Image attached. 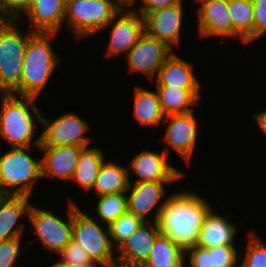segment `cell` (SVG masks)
<instances>
[{
	"instance_id": "6da1fadb",
	"label": "cell",
	"mask_w": 266,
	"mask_h": 267,
	"mask_svg": "<svg viewBox=\"0 0 266 267\" xmlns=\"http://www.w3.org/2000/svg\"><path fill=\"white\" fill-rule=\"evenodd\" d=\"M195 190L174 189L164 205L158 221L160 231L183 251L198 242L199 229L208 211L214 206Z\"/></svg>"
},
{
	"instance_id": "7a4b0ae2",
	"label": "cell",
	"mask_w": 266,
	"mask_h": 267,
	"mask_svg": "<svg viewBox=\"0 0 266 267\" xmlns=\"http://www.w3.org/2000/svg\"><path fill=\"white\" fill-rule=\"evenodd\" d=\"M58 35V33L35 32L29 38L24 54L20 85L11 94L39 99L42 93L44 94L43 91L51 82V77L63 62L62 57L53 48V44H56L54 42L61 37Z\"/></svg>"
},
{
	"instance_id": "3957f363",
	"label": "cell",
	"mask_w": 266,
	"mask_h": 267,
	"mask_svg": "<svg viewBox=\"0 0 266 267\" xmlns=\"http://www.w3.org/2000/svg\"><path fill=\"white\" fill-rule=\"evenodd\" d=\"M38 99L0 94V138L7 142V147L40 146L41 130L36 127L41 125L43 111L36 105Z\"/></svg>"
},
{
	"instance_id": "277c9868",
	"label": "cell",
	"mask_w": 266,
	"mask_h": 267,
	"mask_svg": "<svg viewBox=\"0 0 266 267\" xmlns=\"http://www.w3.org/2000/svg\"><path fill=\"white\" fill-rule=\"evenodd\" d=\"M8 148L0 155V195L33 199L34 188L42 181L40 146ZM32 148L39 150L37 155Z\"/></svg>"
},
{
	"instance_id": "5b68a950",
	"label": "cell",
	"mask_w": 266,
	"mask_h": 267,
	"mask_svg": "<svg viewBox=\"0 0 266 267\" xmlns=\"http://www.w3.org/2000/svg\"><path fill=\"white\" fill-rule=\"evenodd\" d=\"M34 33L18 19H0V94H11L20 85L25 49Z\"/></svg>"
},
{
	"instance_id": "8992f818",
	"label": "cell",
	"mask_w": 266,
	"mask_h": 267,
	"mask_svg": "<svg viewBox=\"0 0 266 267\" xmlns=\"http://www.w3.org/2000/svg\"><path fill=\"white\" fill-rule=\"evenodd\" d=\"M67 206L64 209V215L61 216L56 210L39 207L33 204L30 207L28 215L29 230H33L36 236L34 240H29L27 246L38 243L45 253L50 256L57 254L71 241L73 225V198L66 199ZM67 213V214H66ZM67 218V219H66ZM30 222V224H29ZM39 240V241H38Z\"/></svg>"
},
{
	"instance_id": "52a82bcc",
	"label": "cell",
	"mask_w": 266,
	"mask_h": 267,
	"mask_svg": "<svg viewBox=\"0 0 266 267\" xmlns=\"http://www.w3.org/2000/svg\"><path fill=\"white\" fill-rule=\"evenodd\" d=\"M121 8L116 0H66L64 27L75 43L93 40Z\"/></svg>"
},
{
	"instance_id": "ba28073f",
	"label": "cell",
	"mask_w": 266,
	"mask_h": 267,
	"mask_svg": "<svg viewBox=\"0 0 266 267\" xmlns=\"http://www.w3.org/2000/svg\"><path fill=\"white\" fill-rule=\"evenodd\" d=\"M73 201L72 239L81 245L92 261L102 267H117L116 250L110 242L109 228ZM82 208V209H81Z\"/></svg>"
},
{
	"instance_id": "9c48e42d",
	"label": "cell",
	"mask_w": 266,
	"mask_h": 267,
	"mask_svg": "<svg viewBox=\"0 0 266 267\" xmlns=\"http://www.w3.org/2000/svg\"><path fill=\"white\" fill-rule=\"evenodd\" d=\"M42 112L41 116V144L40 146H77L88 147L93 138L88 135L92 132L91 123L77 114L76 110L69 109L60 113L55 119L50 118ZM92 139V140H91Z\"/></svg>"
},
{
	"instance_id": "30bf717a",
	"label": "cell",
	"mask_w": 266,
	"mask_h": 267,
	"mask_svg": "<svg viewBox=\"0 0 266 267\" xmlns=\"http://www.w3.org/2000/svg\"><path fill=\"white\" fill-rule=\"evenodd\" d=\"M195 111L197 110L165 116L162 123L165 129L162 135V141L165 142L162 149L169 156L171 153L178 154L187 167L192 165V157L197 151L196 145L201 131L197 118L199 114Z\"/></svg>"
},
{
	"instance_id": "8fae6325",
	"label": "cell",
	"mask_w": 266,
	"mask_h": 267,
	"mask_svg": "<svg viewBox=\"0 0 266 267\" xmlns=\"http://www.w3.org/2000/svg\"><path fill=\"white\" fill-rule=\"evenodd\" d=\"M149 149L140 148L141 151L134 153L132 159L127 162L130 183L177 181V184L187 177V170L184 172L185 170L172 165L170 160L172 157L163 149L161 151Z\"/></svg>"
},
{
	"instance_id": "7c38bea8",
	"label": "cell",
	"mask_w": 266,
	"mask_h": 267,
	"mask_svg": "<svg viewBox=\"0 0 266 267\" xmlns=\"http://www.w3.org/2000/svg\"><path fill=\"white\" fill-rule=\"evenodd\" d=\"M103 31H106V36L109 37L104 57L108 60L124 58L144 33V20L132 7H122L98 34Z\"/></svg>"
},
{
	"instance_id": "4fadbf2b",
	"label": "cell",
	"mask_w": 266,
	"mask_h": 267,
	"mask_svg": "<svg viewBox=\"0 0 266 267\" xmlns=\"http://www.w3.org/2000/svg\"><path fill=\"white\" fill-rule=\"evenodd\" d=\"M174 183L157 181L130 183L126 191L127 211L145 222H158L161 210L173 192L172 188L168 187Z\"/></svg>"
},
{
	"instance_id": "5bb4252c",
	"label": "cell",
	"mask_w": 266,
	"mask_h": 267,
	"mask_svg": "<svg viewBox=\"0 0 266 267\" xmlns=\"http://www.w3.org/2000/svg\"><path fill=\"white\" fill-rule=\"evenodd\" d=\"M174 51L164 41L144 32L123 59L126 60L129 75L139 73L151 82L157 77L159 69Z\"/></svg>"
},
{
	"instance_id": "9a60e30c",
	"label": "cell",
	"mask_w": 266,
	"mask_h": 267,
	"mask_svg": "<svg viewBox=\"0 0 266 267\" xmlns=\"http://www.w3.org/2000/svg\"><path fill=\"white\" fill-rule=\"evenodd\" d=\"M184 1L143 16L144 32L151 37L164 41L175 51L182 46L183 29L187 26L185 22L187 18L185 13L186 4Z\"/></svg>"
},
{
	"instance_id": "2e32d148",
	"label": "cell",
	"mask_w": 266,
	"mask_h": 267,
	"mask_svg": "<svg viewBox=\"0 0 266 267\" xmlns=\"http://www.w3.org/2000/svg\"><path fill=\"white\" fill-rule=\"evenodd\" d=\"M194 13L197 23L198 39H232V20L228 9V0H195ZM198 3V4H197Z\"/></svg>"
},
{
	"instance_id": "e0dca14e",
	"label": "cell",
	"mask_w": 266,
	"mask_h": 267,
	"mask_svg": "<svg viewBox=\"0 0 266 267\" xmlns=\"http://www.w3.org/2000/svg\"><path fill=\"white\" fill-rule=\"evenodd\" d=\"M160 234L158 222L143 223L116 249L117 267H141Z\"/></svg>"
},
{
	"instance_id": "ac0fdd59",
	"label": "cell",
	"mask_w": 266,
	"mask_h": 267,
	"mask_svg": "<svg viewBox=\"0 0 266 267\" xmlns=\"http://www.w3.org/2000/svg\"><path fill=\"white\" fill-rule=\"evenodd\" d=\"M66 0H30L28 8L18 18L33 32L63 31Z\"/></svg>"
},
{
	"instance_id": "d6986e66",
	"label": "cell",
	"mask_w": 266,
	"mask_h": 267,
	"mask_svg": "<svg viewBox=\"0 0 266 267\" xmlns=\"http://www.w3.org/2000/svg\"><path fill=\"white\" fill-rule=\"evenodd\" d=\"M82 147L40 146L42 179L68 183L77 166Z\"/></svg>"
},
{
	"instance_id": "ffe728a7",
	"label": "cell",
	"mask_w": 266,
	"mask_h": 267,
	"mask_svg": "<svg viewBox=\"0 0 266 267\" xmlns=\"http://www.w3.org/2000/svg\"><path fill=\"white\" fill-rule=\"evenodd\" d=\"M31 200L26 196L0 195V241L25 235Z\"/></svg>"
},
{
	"instance_id": "44dd1931",
	"label": "cell",
	"mask_w": 266,
	"mask_h": 267,
	"mask_svg": "<svg viewBox=\"0 0 266 267\" xmlns=\"http://www.w3.org/2000/svg\"><path fill=\"white\" fill-rule=\"evenodd\" d=\"M174 51L159 69L157 77L151 81L154 86L177 87L181 89H203L202 79L196 73L194 62L181 57ZM198 74V76H197Z\"/></svg>"
},
{
	"instance_id": "7402d4cb",
	"label": "cell",
	"mask_w": 266,
	"mask_h": 267,
	"mask_svg": "<svg viewBox=\"0 0 266 267\" xmlns=\"http://www.w3.org/2000/svg\"><path fill=\"white\" fill-rule=\"evenodd\" d=\"M215 207H212L203 219L197 245L208 249L221 245H239L238 226L228 220L231 217L221 214Z\"/></svg>"
},
{
	"instance_id": "603a6c76",
	"label": "cell",
	"mask_w": 266,
	"mask_h": 267,
	"mask_svg": "<svg viewBox=\"0 0 266 267\" xmlns=\"http://www.w3.org/2000/svg\"><path fill=\"white\" fill-rule=\"evenodd\" d=\"M146 86H134L133 97V117L141 127H153V130L161 128L164 120V114L160 107L157 90Z\"/></svg>"
},
{
	"instance_id": "cb8c5ba5",
	"label": "cell",
	"mask_w": 266,
	"mask_h": 267,
	"mask_svg": "<svg viewBox=\"0 0 266 267\" xmlns=\"http://www.w3.org/2000/svg\"><path fill=\"white\" fill-rule=\"evenodd\" d=\"M93 145V146H92ZM80 150L77 166L68 184H74L79 188L83 195H87L92 189L97 178L99 169L106 159V151L102 146H95L94 143Z\"/></svg>"
},
{
	"instance_id": "d4e9b609",
	"label": "cell",
	"mask_w": 266,
	"mask_h": 267,
	"mask_svg": "<svg viewBox=\"0 0 266 267\" xmlns=\"http://www.w3.org/2000/svg\"><path fill=\"white\" fill-rule=\"evenodd\" d=\"M114 160L112 161L106 158L102 163L95 183L88 192V195L92 192L90 197L126 193L130 184L128 166L126 162L123 165L120 164L121 162H117L116 159Z\"/></svg>"
},
{
	"instance_id": "484cf974",
	"label": "cell",
	"mask_w": 266,
	"mask_h": 267,
	"mask_svg": "<svg viewBox=\"0 0 266 267\" xmlns=\"http://www.w3.org/2000/svg\"><path fill=\"white\" fill-rule=\"evenodd\" d=\"M157 90L160 107L164 116L188 113L200 105L204 89H181L168 86H154Z\"/></svg>"
},
{
	"instance_id": "4316f807",
	"label": "cell",
	"mask_w": 266,
	"mask_h": 267,
	"mask_svg": "<svg viewBox=\"0 0 266 267\" xmlns=\"http://www.w3.org/2000/svg\"><path fill=\"white\" fill-rule=\"evenodd\" d=\"M232 20V40H240L243 46L253 43L254 9L252 0H228Z\"/></svg>"
},
{
	"instance_id": "83f0119b",
	"label": "cell",
	"mask_w": 266,
	"mask_h": 267,
	"mask_svg": "<svg viewBox=\"0 0 266 267\" xmlns=\"http://www.w3.org/2000/svg\"><path fill=\"white\" fill-rule=\"evenodd\" d=\"M141 267H184V251L161 233Z\"/></svg>"
},
{
	"instance_id": "f1b7e54d",
	"label": "cell",
	"mask_w": 266,
	"mask_h": 267,
	"mask_svg": "<svg viewBox=\"0 0 266 267\" xmlns=\"http://www.w3.org/2000/svg\"><path fill=\"white\" fill-rule=\"evenodd\" d=\"M90 215L100 221L102 224L109 226L114 220H117L127 211L126 193H116L109 195L96 196L94 210ZM94 215V216H93Z\"/></svg>"
},
{
	"instance_id": "f546056e",
	"label": "cell",
	"mask_w": 266,
	"mask_h": 267,
	"mask_svg": "<svg viewBox=\"0 0 266 267\" xmlns=\"http://www.w3.org/2000/svg\"><path fill=\"white\" fill-rule=\"evenodd\" d=\"M246 234V235H245ZM245 248L240 249L239 267H266V242L256 230L245 232ZM243 249V250H242Z\"/></svg>"
},
{
	"instance_id": "4dcf8cb0",
	"label": "cell",
	"mask_w": 266,
	"mask_h": 267,
	"mask_svg": "<svg viewBox=\"0 0 266 267\" xmlns=\"http://www.w3.org/2000/svg\"><path fill=\"white\" fill-rule=\"evenodd\" d=\"M145 221L133 213L126 211L109 226L110 242L116 250L133 232H135Z\"/></svg>"
},
{
	"instance_id": "1f68e13d",
	"label": "cell",
	"mask_w": 266,
	"mask_h": 267,
	"mask_svg": "<svg viewBox=\"0 0 266 267\" xmlns=\"http://www.w3.org/2000/svg\"><path fill=\"white\" fill-rule=\"evenodd\" d=\"M23 240H25L24 237H16L0 241V267H19L18 263H20V258L24 259L22 251L28 247L27 245H23Z\"/></svg>"
},
{
	"instance_id": "d6a6232c",
	"label": "cell",
	"mask_w": 266,
	"mask_h": 267,
	"mask_svg": "<svg viewBox=\"0 0 266 267\" xmlns=\"http://www.w3.org/2000/svg\"><path fill=\"white\" fill-rule=\"evenodd\" d=\"M236 245H221L209 249L212 266L214 267H239L240 248Z\"/></svg>"
},
{
	"instance_id": "836d02e7",
	"label": "cell",
	"mask_w": 266,
	"mask_h": 267,
	"mask_svg": "<svg viewBox=\"0 0 266 267\" xmlns=\"http://www.w3.org/2000/svg\"><path fill=\"white\" fill-rule=\"evenodd\" d=\"M60 261L73 264L92 263L85 249L73 239L57 254Z\"/></svg>"
},
{
	"instance_id": "e575fe53",
	"label": "cell",
	"mask_w": 266,
	"mask_h": 267,
	"mask_svg": "<svg viewBox=\"0 0 266 267\" xmlns=\"http://www.w3.org/2000/svg\"><path fill=\"white\" fill-rule=\"evenodd\" d=\"M184 267H214L209 249L196 244L185 250Z\"/></svg>"
},
{
	"instance_id": "d590c367",
	"label": "cell",
	"mask_w": 266,
	"mask_h": 267,
	"mask_svg": "<svg viewBox=\"0 0 266 267\" xmlns=\"http://www.w3.org/2000/svg\"><path fill=\"white\" fill-rule=\"evenodd\" d=\"M252 1L254 9L253 43L257 44V41L266 37V0Z\"/></svg>"
},
{
	"instance_id": "8d00e7d4",
	"label": "cell",
	"mask_w": 266,
	"mask_h": 267,
	"mask_svg": "<svg viewBox=\"0 0 266 267\" xmlns=\"http://www.w3.org/2000/svg\"><path fill=\"white\" fill-rule=\"evenodd\" d=\"M30 0H0V18L18 19L28 8Z\"/></svg>"
},
{
	"instance_id": "74e56055",
	"label": "cell",
	"mask_w": 266,
	"mask_h": 267,
	"mask_svg": "<svg viewBox=\"0 0 266 267\" xmlns=\"http://www.w3.org/2000/svg\"><path fill=\"white\" fill-rule=\"evenodd\" d=\"M182 1L183 0H137L132 8L143 17L150 12L180 4Z\"/></svg>"
},
{
	"instance_id": "f35d334b",
	"label": "cell",
	"mask_w": 266,
	"mask_h": 267,
	"mask_svg": "<svg viewBox=\"0 0 266 267\" xmlns=\"http://www.w3.org/2000/svg\"><path fill=\"white\" fill-rule=\"evenodd\" d=\"M253 122L257 124L261 133L266 137V109L252 114Z\"/></svg>"
},
{
	"instance_id": "ab89813d",
	"label": "cell",
	"mask_w": 266,
	"mask_h": 267,
	"mask_svg": "<svg viewBox=\"0 0 266 267\" xmlns=\"http://www.w3.org/2000/svg\"><path fill=\"white\" fill-rule=\"evenodd\" d=\"M54 260V263L52 262L51 265L48 264V266L46 265L45 267H102L94 261L92 263L73 264L60 261L58 258H55Z\"/></svg>"
},
{
	"instance_id": "60d3db41",
	"label": "cell",
	"mask_w": 266,
	"mask_h": 267,
	"mask_svg": "<svg viewBox=\"0 0 266 267\" xmlns=\"http://www.w3.org/2000/svg\"><path fill=\"white\" fill-rule=\"evenodd\" d=\"M122 7H132L137 0H116Z\"/></svg>"
}]
</instances>
